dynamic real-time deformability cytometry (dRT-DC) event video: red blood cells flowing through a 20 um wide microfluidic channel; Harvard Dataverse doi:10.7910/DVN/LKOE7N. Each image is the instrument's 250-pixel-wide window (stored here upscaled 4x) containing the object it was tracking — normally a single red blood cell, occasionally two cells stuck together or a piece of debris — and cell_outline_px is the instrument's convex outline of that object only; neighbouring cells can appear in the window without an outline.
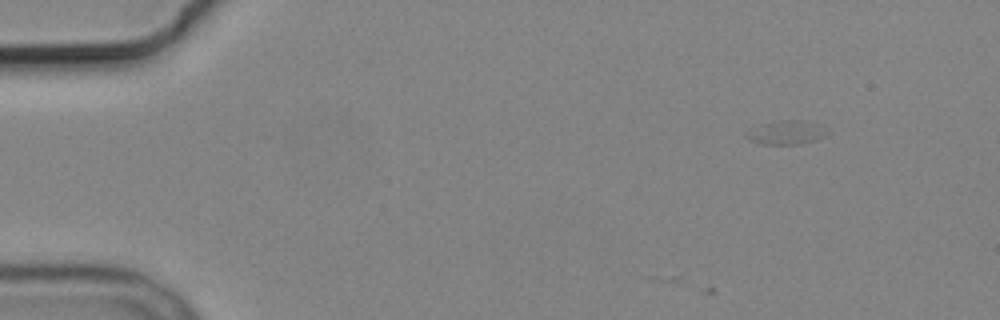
{"species": "common noctule bat (a hibernating species)", "species_latin": "Nyctalus noctula", "temperature_condition": "cold", "stored_images_in_passage": 6, "camera_frame_rate_fps": 3000, "um_per_image_px": 0.085, "animal": {"sex": "male", "body_mass_g": 19.2, "forearm_length_mm": 51.8}, "frame": {"image": 1, "passage_image": 1, "time_ms": 0.0, "image_size_px": [1000, 320], "cell_outline_px": [[832, 132], [816, 140], [800, 144], [760, 144], [748, 140], [744, 136], [760, 124], [776, 120], [800, 120], [820, 124]], "centroid_in_image_um": [66.89, 11.26], "position_along_channel_um": 18.1, "area_um2": 11.39}}
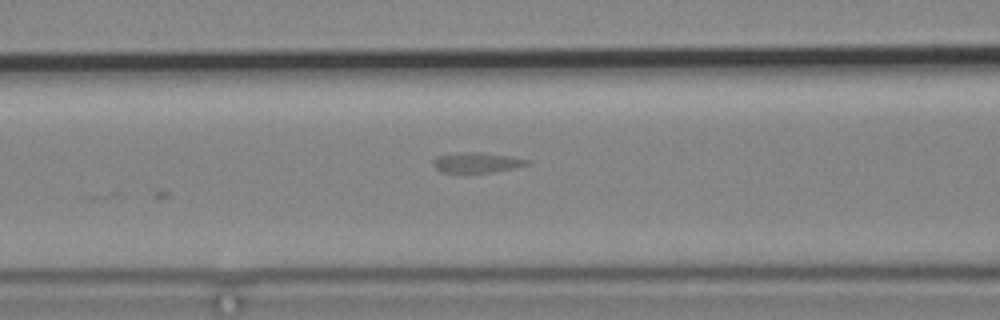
{"frame": {"image": 2, "passage_image": 6, "time_ms": 5.667, "image_size_px": [1000, 320], "cell_outline_px": [[528, 164], [512, 168], [492, 172], [440, 172], [432, 164], [432, 160], [440, 156], [460, 152], [480, 152], [508, 156], [528, 160]], "centroid_in_image_um": [40.47, 13.81], "position_along_channel_um": 126.1, "area_um2": 10.75}}